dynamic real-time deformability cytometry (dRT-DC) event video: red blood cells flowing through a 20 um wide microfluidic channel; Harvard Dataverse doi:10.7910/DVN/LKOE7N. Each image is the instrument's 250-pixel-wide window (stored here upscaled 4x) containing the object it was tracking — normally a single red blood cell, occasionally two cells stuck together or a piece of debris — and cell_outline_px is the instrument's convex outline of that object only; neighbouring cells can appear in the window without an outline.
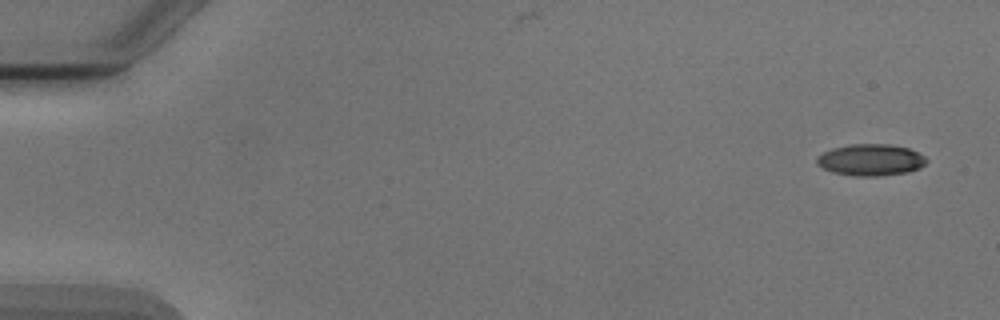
{"species": "Egyptian fruit bat (a non-hibernating species)", "species_latin": "Rousettus aegyptiacus", "temperature_condition": "cold", "stored_images_in_passage": 4, "camera_frame_rate_fps": 3000, "um_per_image_px": 0.085, "animal": {"sex": "male"}, "frame": {"image": 1, "passage_image": 1, "time_ms": 0.0, "image_size_px": [1000, 320], "cell_outline_px": [[928, 160], [920, 168], [908, 172], [876, 176], [856, 176], [832, 172], [816, 164], [816, 156], [832, 148], [848, 144], [892, 144], [908, 148], [924, 156]], "centroid_in_image_um": [73.99, 13.58], "position_along_channel_um": 11.0, "area_um2": 20.23}}